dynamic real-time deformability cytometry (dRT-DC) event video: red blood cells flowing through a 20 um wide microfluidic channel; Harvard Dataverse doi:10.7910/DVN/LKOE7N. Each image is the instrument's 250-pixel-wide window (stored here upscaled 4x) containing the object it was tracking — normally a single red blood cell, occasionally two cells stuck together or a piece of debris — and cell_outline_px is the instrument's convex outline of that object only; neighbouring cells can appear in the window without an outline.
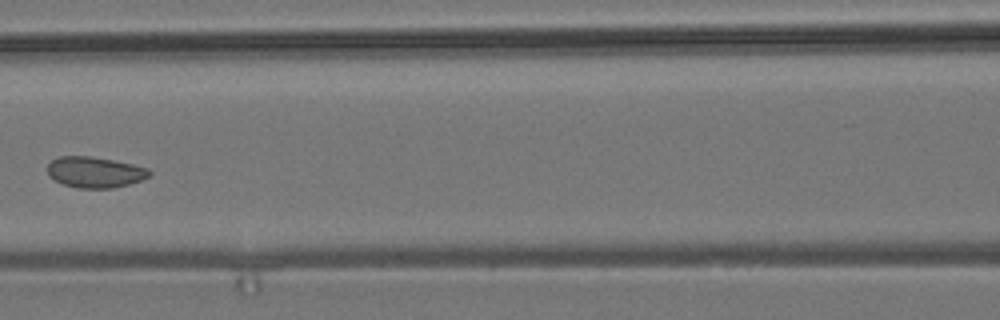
{"species": "common noctule bat (a hibernating species)", "species_latin": "Nyctalus noctula", "temperature_condition": "room temperature", "stored_images_in_passage": 6, "camera_frame_rate_fps": 3000, "um_per_image_px": 0.085, "animal": {"sex": "male", "body_mass_g": 19.2, "forearm_length_mm": 51.8}, "frame": {"image": 1, "passage_image": 6, "time_ms": 7.0, "image_size_px": [1000, 320], "cell_outline_px": [[152, 172], [148, 176], [140, 180], [128, 184], [112, 188], [76, 188], [52, 180], [48, 176], [48, 164], [52, 160], [60, 156], [88, 156], [112, 160], [132, 164], [148, 168]], "centroid_in_image_um": [8.03, 14.64], "position_along_channel_um": 158.6, "area_um2": 18.26}}